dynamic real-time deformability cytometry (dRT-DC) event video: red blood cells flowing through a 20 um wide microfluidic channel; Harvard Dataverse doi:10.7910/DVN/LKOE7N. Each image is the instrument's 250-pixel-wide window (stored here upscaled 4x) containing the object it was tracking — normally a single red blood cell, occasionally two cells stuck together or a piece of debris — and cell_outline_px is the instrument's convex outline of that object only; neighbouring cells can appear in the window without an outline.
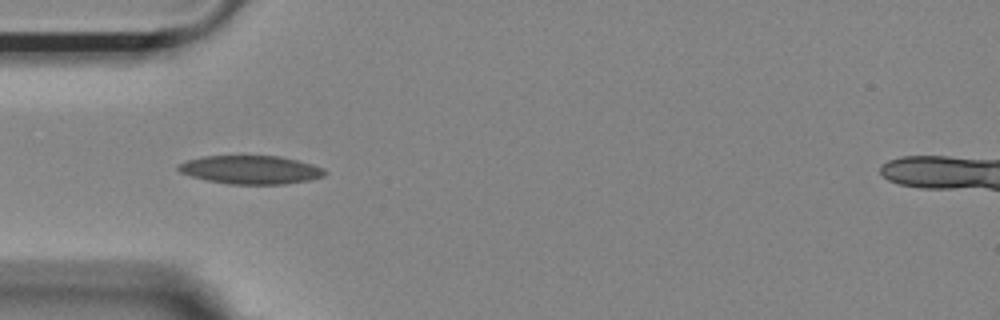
{"species": "Egyptian fruit bat (a non-hibernating species)", "species_latin": "Rousettus aegyptiacus", "temperature_condition": "room temperature", "stored_images_in_passage": 27, "camera_frame_rate_fps": 3000, "um_per_image_px": 0.085, "animal": {"sex": "female"}, "frame": {"image": 1, "passage_image": 4, "time_ms": 1.0, "image_size_px": [1000, 320], "cell_outline_px": [[328, 172], [324, 176], [308, 180], [284, 184], [228, 184], [208, 180], [192, 176], [180, 172], [176, 168], [176, 164], [184, 160], [204, 156], [280, 156], [312, 164], [324, 168]], "centroid_in_image_um": [21.29, 14.42], "position_along_channel_um": 63.7, "area_um2": 24.33}}
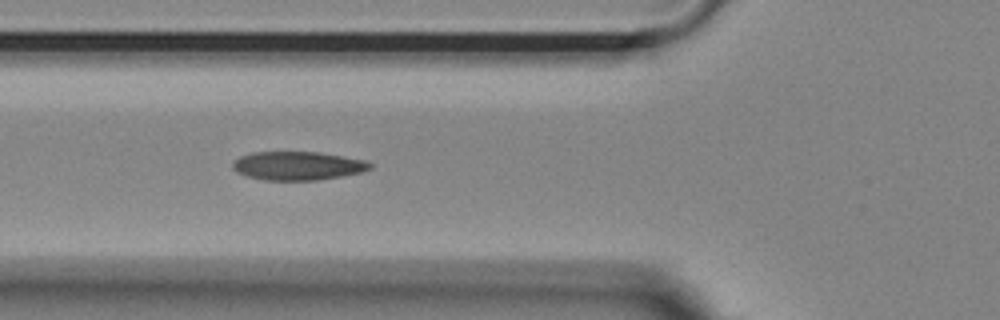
{"frame": {"image": 2, "passage_image": 7, "time_ms": 2.0, "image_size_px": [1000, 320], "cell_outline_px": [[372, 168], [360, 172], [340, 176], [316, 180], [264, 180], [248, 176], [236, 172], [232, 168], [232, 164], [240, 156], [252, 152], [320, 152], [364, 160], [372, 164]], "centroid_in_image_um": [25.28, 14.09], "position_along_channel_um": 100.5, "area_um2": 22.72}}
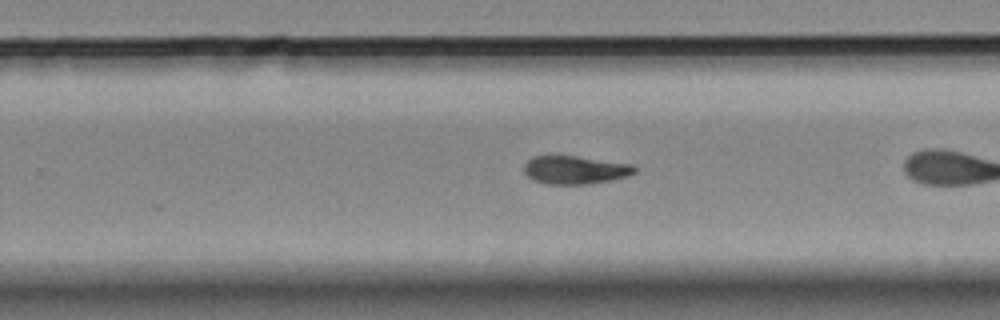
{"frame": {"image": 3, "passage_image": 19, "time_ms": 6.0, "image_size_px": [1000, 320], "cell_outline_px": [[636, 172], [612, 180], [588, 184], [544, 184], [532, 180], [524, 172], [524, 164], [532, 156], [576, 156], [636, 164]], "centroid_in_image_um": [48.88, 14.44], "position_along_channel_um": 280.9, "area_um2": 18.32}}